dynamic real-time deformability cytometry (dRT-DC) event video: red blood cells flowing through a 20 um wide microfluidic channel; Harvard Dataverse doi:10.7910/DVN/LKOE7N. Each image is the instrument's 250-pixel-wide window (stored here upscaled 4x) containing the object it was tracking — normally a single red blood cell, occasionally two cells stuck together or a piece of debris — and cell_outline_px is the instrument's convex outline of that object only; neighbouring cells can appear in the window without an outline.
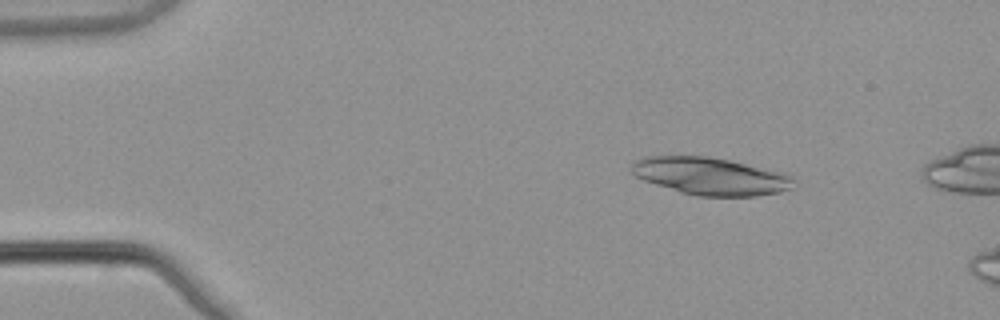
{"species": "common noctule bat (a hibernating species)", "species_latin": "Nyctalus noctula", "temperature_condition": "warm", "stored_images_in_passage": 12, "camera_frame_rate_fps": 3000, "um_per_image_px": 0.085, "animal": {"sex": "male", "body_mass_g": 21.5, "forearm_length_mm": 52.0}, "frame": {"image": 1, "passage_image": 6, "time_ms": 1.667, "image_size_px": [1000, 320], "cell_outline_px": [[792, 188], [780, 192], [756, 196], [696, 196], [680, 192], [644, 180], [636, 176], [628, 168], [636, 160], [644, 156], [704, 156], [728, 160], [784, 172], [792, 176]], "centroid_in_image_um": [60.38, 14.97], "position_along_channel_um": 24.6, "area_um2": 35.26}}